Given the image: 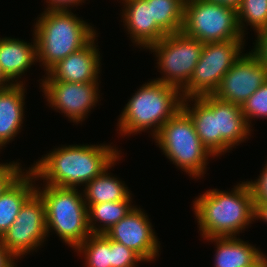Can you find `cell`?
<instances>
[{
    "mask_svg": "<svg viewBox=\"0 0 267 267\" xmlns=\"http://www.w3.org/2000/svg\"><path fill=\"white\" fill-rule=\"evenodd\" d=\"M111 144L62 145L28 168L37 180H43L46 185L80 188L102 174L121 156V151Z\"/></svg>",
    "mask_w": 267,
    "mask_h": 267,
    "instance_id": "obj_1",
    "label": "cell"
},
{
    "mask_svg": "<svg viewBox=\"0 0 267 267\" xmlns=\"http://www.w3.org/2000/svg\"><path fill=\"white\" fill-rule=\"evenodd\" d=\"M240 182L230 192L206 190L192 202L203 239L237 236L256 221L250 185L247 180Z\"/></svg>",
    "mask_w": 267,
    "mask_h": 267,
    "instance_id": "obj_2",
    "label": "cell"
},
{
    "mask_svg": "<svg viewBox=\"0 0 267 267\" xmlns=\"http://www.w3.org/2000/svg\"><path fill=\"white\" fill-rule=\"evenodd\" d=\"M69 11H43L34 22L37 62L45 74L59 61L85 47L97 34L95 27ZM39 60V61H38Z\"/></svg>",
    "mask_w": 267,
    "mask_h": 267,
    "instance_id": "obj_3",
    "label": "cell"
},
{
    "mask_svg": "<svg viewBox=\"0 0 267 267\" xmlns=\"http://www.w3.org/2000/svg\"><path fill=\"white\" fill-rule=\"evenodd\" d=\"M182 103L178 88L152 79L137 89L123 108L117 133L125 137L151 130L153 138L162 125L182 108Z\"/></svg>",
    "mask_w": 267,
    "mask_h": 267,
    "instance_id": "obj_4",
    "label": "cell"
},
{
    "mask_svg": "<svg viewBox=\"0 0 267 267\" xmlns=\"http://www.w3.org/2000/svg\"><path fill=\"white\" fill-rule=\"evenodd\" d=\"M78 190L46 184L36 186L45 204L47 237L54 231L74 250L91 234L88 208L82 191Z\"/></svg>",
    "mask_w": 267,
    "mask_h": 267,
    "instance_id": "obj_5",
    "label": "cell"
},
{
    "mask_svg": "<svg viewBox=\"0 0 267 267\" xmlns=\"http://www.w3.org/2000/svg\"><path fill=\"white\" fill-rule=\"evenodd\" d=\"M152 139L178 170L197 180L206 174L208 159L215 158L202 144L192 119L182 108L162 125Z\"/></svg>",
    "mask_w": 267,
    "mask_h": 267,
    "instance_id": "obj_6",
    "label": "cell"
},
{
    "mask_svg": "<svg viewBox=\"0 0 267 267\" xmlns=\"http://www.w3.org/2000/svg\"><path fill=\"white\" fill-rule=\"evenodd\" d=\"M181 32L202 43L245 40L237 10L206 0H186Z\"/></svg>",
    "mask_w": 267,
    "mask_h": 267,
    "instance_id": "obj_7",
    "label": "cell"
},
{
    "mask_svg": "<svg viewBox=\"0 0 267 267\" xmlns=\"http://www.w3.org/2000/svg\"><path fill=\"white\" fill-rule=\"evenodd\" d=\"M204 43L182 32L168 34L147 49L156 55V67L160 69L161 83L178 88L180 91L188 84L194 68L200 59Z\"/></svg>",
    "mask_w": 267,
    "mask_h": 267,
    "instance_id": "obj_8",
    "label": "cell"
},
{
    "mask_svg": "<svg viewBox=\"0 0 267 267\" xmlns=\"http://www.w3.org/2000/svg\"><path fill=\"white\" fill-rule=\"evenodd\" d=\"M245 40L204 43L199 61L188 84L181 90L183 98L212 95L224 74L244 53Z\"/></svg>",
    "mask_w": 267,
    "mask_h": 267,
    "instance_id": "obj_9",
    "label": "cell"
},
{
    "mask_svg": "<svg viewBox=\"0 0 267 267\" xmlns=\"http://www.w3.org/2000/svg\"><path fill=\"white\" fill-rule=\"evenodd\" d=\"M0 239L17 261L25 254L40 249L47 240V224L45 204L37 192L24 203L13 224Z\"/></svg>",
    "mask_w": 267,
    "mask_h": 267,
    "instance_id": "obj_10",
    "label": "cell"
},
{
    "mask_svg": "<svg viewBox=\"0 0 267 267\" xmlns=\"http://www.w3.org/2000/svg\"><path fill=\"white\" fill-rule=\"evenodd\" d=\"M40 84L49 107L63 113L70 122L76 124L88 118V113L94 109L101 96L98 81L89 83L41 81Z\"/></svg>",
    "mask_w": 267,
    "mask_h": 267,
    "instance_id": "obj_11",
    "label": "cell"
},
{
    "mask_svg": "<svg viewBox=\"0 0 267 267\" xmlns=\"http://www.w3.org/2000/svg\"><path fill=\"white\" fill-rule=\"evenodd\" d=\"M266 81L267 68L249 51L243 53L224 74L212 95L241 106Z\"/></svg>",
    "mask_w": 267,
    "mask_h": 267,
    "instance_id": "obj_12",
    "label": "cell"
},
{
    "mask_svg": "<svg viewBox=\"0 0 267 267\" xmlns=\"http://www.w3.org/2000/svg\"><path fill=\"white\" fill-rule=\"evenodd\" d=\"M134 206L104 234L136 252L146 263L159 257L160 241L144 210Z\"/></svg>",
    "mask_w": 267,
    "mask_h": 267,
    "instance_id": "obj_13",
    "label": "cell"
},
{
    "mask_svg": "<svg viewBox=\"0 0 267 267\" xmlns=\"http://www.w3.org/2000/svg\"><path fill=\"white\" fill-rule=\"evenodd\" d=\"M97 34L85 47L71 53L54 65L41 81L89 83L99 81L101 58L95 44Z\"/></svg>",
    "mask_w": 267,
    "mask_h": 267,
    "instance_id": "obj_14",
    "label": "cell"
},
{
    "mask_svg": "<svg viewBox=\"0 0 267 267\" xmlns=\"http://www.w3.org/2000/svg\"><path fill=\"white\" fill-rule=\"evenodd\" d=\"M121 19L133 45L147 49L167 34L152 19L151 3L147 0H120Z\"/></svg>",
    "mask_w": 267,
    "mask_h": 267,
    "instance_id": "obj_15",
    "label": "cell"
},
{
    "mask_svg": "<svg viewBox=\"0 0 267 267\" xmlns=\"http://www.w3.org/2000/svg\"><path fill=\"white\" fill-rule=\"evenodd\" d=\"M217 157L229 153L242 142L248 141L252 129L248 125L241 106L216 98Z\"/></svg>",
    "mask_w": 267,
    "mask_h": 267,
    "instance_id": "obj_16",
    "label": "cell"
},
{
    "mask_svg": "<svg viewBox=\"0 0 267 267\" xmlns=\"http://www.w3.org/2000/svg\"><path fill=\"white\" fill-rule=\"evenodd\" d=\"M25 84L0 87V148L14 140L23 127Z\"/></svg>",
    "mask_w": 267,
    "mask_h": 267,
    "instance_id": "obj_17",
    "label": "cell"
},
{
    "mask_svg": "<svg viewBox=\"0 0 267 267\" xmlns=\"http://www.w3.org/2000/svg\"><path fill=\"white\" fill-rule=\"evenodd\" d=\"M32 35L31 43L19 38L0 37V65L13 84H25L20 80L22 75L37 63L36 39L34 33Z\"/></svg>",
    "mask_w": 267,
    "mask_h": 267,
    "instance_id": "obj_18",
    "label": "cell"
},
{
    "mask_svg": "<svg viewBox=\"0 0 267 267\" xmlns=\"http://www.w3.org/2000/svg\"><path fill=\"white\" fill-rule=\"evenodd\" d=\"M182 109L192 119L202 144L217 157L216 98L213 95L183 98Z\"/></svg>",
    "mask_w": 267,
    "mask_h": 267,
    "instance_id": "obj_19",
    "label": "cell"
},
{
    "mask_svg": "<svg viewBox=\"0 0 267 267\" xmlns=\"http://www.w3.org/2000/svg\"><path fill=\"white\" fill-rule=\"evenodd\" d=\"M215 243L214 267H256L267 255L237 236L211 237Z\"/></svg>",
    "mask_w": 267,
    "mask_h": 267,
    "instance_id": "obj_20",
    "label": "cell"
},
{
    "mask_svg": "<svg viewBox=\"0 0 267 267\" xmlns=\"http://www.w3.org/2000/svg\"><path fill=\"white\" fill-rule=\"evenodd\" d=\"M35 181L38 180L27 168L0 196V238L13 224L24 203L36 192Z\"/></svg>",
    "mask_w": 267,
    "mask_h": 267,
    "instance_id": "obj_21",
    "label": "cell"
},
{
    "mask_svg": "<svg viewBox=\"0 0 267 267\" xmlns=\"http://www.w3.org/2000/svg\"><path fill=\"white\" fill-rule=\"evenodd\" d=\"M122 155L107 168L102 174L92 179L82 187L83 197L86 204H98L105 202H116L121 200H132L133 194L129 187L118 177L111 175L110 168L114 167ZM109 171V172H108Z\"/></svg>",
    "mask_w": 267,
    "mask_h": 267,
    "instance_id": "obj_22",
    "label": "cell"
},
{
    "mask_svg": "<svg viewBox=\"0 0 267 267\" xmlns=\"http://www.w3.org/2000/svg\"><path fill=\"white\" fill-rule=\"evenodd\" d=\"M132 203V200H121L86 204L88 208V225L91 233L104 234L129 213L134 207Z\"/></svg>",
    "mask_w": 267,
    "mask_h": 267,
    "instance_id": "obj_23",
    "label": "cell"
},
{
    "mask_svg": "<svg viewBox=\"0 0 267 267\" xmlns=\"http://www.w3.org/2000/svg\"><path fill=\"white\" fill-rule=\"evenodd\" d=\"M152 19L168 35L181 32L185 0H147Z\"/></svg>",
    "mask_w": 267,
    "mask_h": 267,
    "instance_id": "obj_24",
    "label": "cell"
},
{
    "mask_svg": "<svg viewBox=\"0 0 267 267\" xmlns=\"http://www.w3.org/2000/svg\"><path fill=\"white\" fill-rule=\"evenodd\" d=\"M83 255L86 267H111V239L91 233L76 249Z\"/></svg>",
    "mask_w": 267,
    "mask_h": 267,
    "instance_id": "obj_25",
    "label": "cell"
},
{
    "mask_svg": "<svg viewBox=\"0 0 267 267\" xmlns=\"http://www.w3.org/2000/svg\"><path fill=\"white\" fill-rule=\"evenodd\" d=\"M240 32L245 37L247 26L256 33L267 28V0H242L237 9ZM246 23V24H245ZM246 25V27H245Z\"/></svg>",
    "mask_w": 267,
    "mask_h": 267,
    "instance_id": "obj_26",
    "label": "cell"
},
{
    "mask_svg": "<svg viewBox=\"0 0 267 267\" xmlns=\"http://www.w3.org/2000/svg\"><path fill=\"white\" fill-rule=\"evenodd\" d=\"M241 110L251 128L252 119H267V81L243 102Z\"/></svg>",
    "mask_w": 267,
    "mask_h": 267,
    "instance_id": "obj_27",
    "label": "cell"
},
{
    "mask_svg": "<svg viewBox=\"0 0 267 267\" xmlns=\"http://www.w3.org/2000/svg\"><path fill=\"white\" fill-rule=\"evenodd\" d=\"M139 262L145 261L132 249L111 240V267H136Z\"/></svg>",
    "mask_w": 267,
    "mask_h": 267,
    "instance_id": "obj_28",
    "label": "cell"
},
{
    "mask_svg": "<svg viewBox=\"0 0 267 267\" xmlns=\"http://www.w3.org/2000/svg\"><path fill=\"white\" fill-rule=\"evenodd\" d=\"M17 161L0 163V196L25 171Z\"/></svg>",
    "mask_w": 267,
    "mask_h": 267,
    "instance_id": "obj_29",
    "label": "cell"
},
{
    "mask_svg": "<svg viewBox=\"0 0 267 267\" xmlns=\"http://www.w3.org/2000/svg\"><path fill=\"white\" fill-rule=\"evenodd\" d=\"M254 181H248L253 194L254 202H267V161Z\"/></svg>",
    "mask_w": 267,
    "mask_h": 267,
    "instance_id": "obj_30",
    "label": "cell"
},
{
    "mask_svg": "<svg viewBox=\"0 0 267 267\" xmlns=\"http://www.w3.org/2000/svg\"><path fill=\"white\" fill-rule=\"evenodd\" d=\"M255 37V44L251 52L259 59V61L267 68V28L258 31Z\"/></svg>",
    "mask_w": 267,
    "mask_h": 267,
    "instance_id": "obj_31",
    "label": "cell"
},
{
    "mask_svg": "<svg viewBox=\"0 0 267 267\" xmlns=\"http://www.w3.org/2000/svg\"><path fill=\"white\" fill-rule=\"evenodd\" d=\"M85 1L86 0H46L45 2L48 5L45 11H69V9L72 10L71 8L74 6L82 5Z\"/></svg>",
    "mask_w": 267,
    "mask_h": 267,
    "instance_id": "obj_32",
    "label": "cell"
},
{
    "mask_svg": "<svg viewBox=\"0 0 267 267\" xmlns=\"http://www.w3.org/2000/svg\"><path fill=\"white\" fill-rule=\"evenodd\" d=\"M16 258L7 250L0 239V267H17Z\"/></svg>",
    "mask_w": 267,
    "mask_h": 267,
    "instance_id": "obj_33",
    "label": "cell"
},
{
    "mask_svg": "<svg viewBox=\"0 0 267 267\" xmlns=\"http://www.w3.org/2000/svg\"><path fill=\"white\" fill-rule=\"evenodd\" d=\"M255 203V220H260L267 223V202Z\"/></svg>",
    "mask_w": 267,
    "mask_h": 267,
    "instance_id": "obj_34",
    "label": "cell"
},
{
    "mask_svg": "<svg viewBox=\"0 0 267 267\" xmlns=\"http://www.w3.org/2000/svg\"><path fill=\"white\" fill-rule=\"evenodd\" d=\"M206 1H210V2H215L217 4H222V5H226L229 7H232L234 9H238V7L240 6V3L242 0H206Z\"/></svg>",
    "mask_w": 267,
    "mask_h": 267,
    "instance_id": "obj_35",
    "label": "cell"
},
{
    "mask_svg": "<svg viewBox=\"0 0 267 267\" xmlns=\"http://www.w3.org/2000/svg\"><path fill=\"white\" fill-rule=\"evenodd\" d=\"M11 85H13V83L5 76L0 65V87H9Z\"/></svg>",
    "mask_w": 267,
    "mask_h": 267,
    "instance_id": "obj_36",
    "label": "cell"
},
{
    "mask_svg": "<svg viewBox=\"0 0 267 267\" xmlns=\"http://www.w3.org/2000/svg\"><path fill=\"white\" fill-rule=\"evenodd\" d=\"M256 267H267V256Z\"/></svg>",
    "mask_w": 267,
    "mask_h": 267,
    "instance_id": "obj_37",
    "label": "cell"
}]
</instances>
